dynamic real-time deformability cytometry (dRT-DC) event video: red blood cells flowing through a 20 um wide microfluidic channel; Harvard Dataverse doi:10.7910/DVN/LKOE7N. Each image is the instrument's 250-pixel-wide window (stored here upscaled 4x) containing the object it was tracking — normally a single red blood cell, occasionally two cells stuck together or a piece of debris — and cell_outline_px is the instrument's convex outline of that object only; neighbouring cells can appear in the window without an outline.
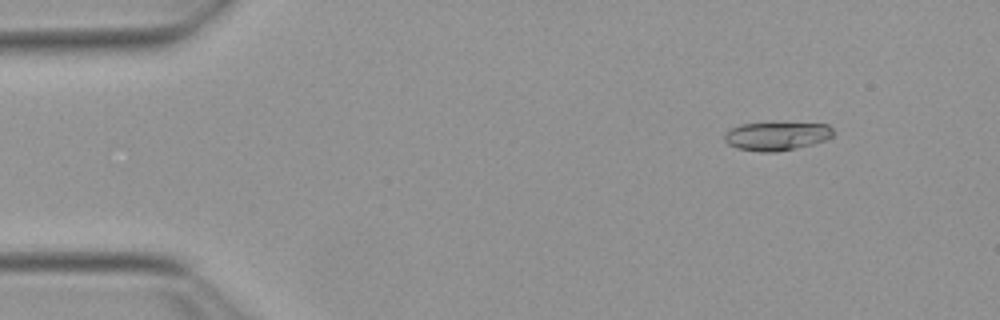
{"species": "Egyptian fruit bat (a non-hibernating species)", "species_latin": "Rousettus aegyptiacus", "temperature_condition": "warm", "stored_images_in_passage": 53, "camera_frame_rate_fps": 3000, "um_per_image_px": 0.085, "animal": {"sex": "female"}, "frame": {"image": 1, "passage_image": 6, "time_ms": 1.667, "image_size_px": [1000, 320], "cell_outline_px": [[836, 132], [828, 140], [796, 148], [776, 152], [760, 152], [736, 148], [728, 144], [724, 140], [724, 136], [732, 128], [740, 124], [828, 124]], "centroid_in_image_um": [66.05, 11.59], "position_along_channel_um": 19.0, "area_um2": 17.8}}
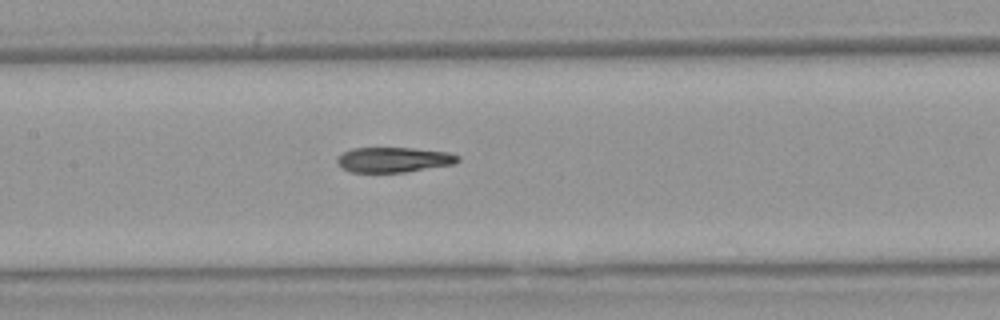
{"frame": {"image": 2, "passage_image": 25, "time_ms": 8.0, "image_size_px": [1000, 320], "cell_outline_px": [[460, 160], [456, 164], [404, 172], [348, 172], [340, 168], [336, 164], [336, 160], [344, 152], [352, 148], [412, 148], [448, 152], [460, 156]], "centroid_in_image_um": [33.46, 13.58], "position_along_channel_um": 173.9, "area_um2": 17.8}}
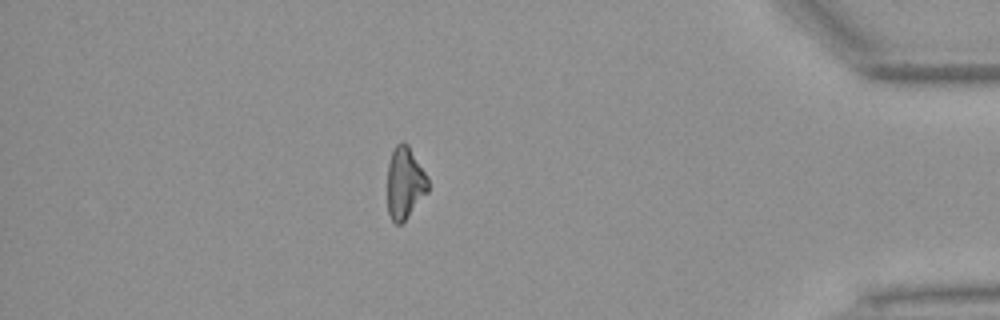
{"frame": {"image": 3, "passage_image": 46, "time_ms": 15.0, "image_size_px": [1000, 320], "cell_outline_px": [[428, 192], [408, 216], [400, 224], [396, 224], [392, 220], [388, 212], [388, 164], [392, 152], [396, 144], [400, 140], [404, 140], [408, 144], [424, 172], [428, 180]], "centroid_in_image_um": [34.4, 15.53], "position_along_channel_um": 400.8, "area_um2": 16.88}, "authors_computed_cell_mechanics": {"area_um2": 18.496, "velocity_mm_per_s": 3.8509, "shape_relaxation_time_tau1_ms": null, "shape_relaxation_time_tau2_ms": 3.6381, "deformation_change_tau1": null, "deformation_change_tau2": 0.1051}}